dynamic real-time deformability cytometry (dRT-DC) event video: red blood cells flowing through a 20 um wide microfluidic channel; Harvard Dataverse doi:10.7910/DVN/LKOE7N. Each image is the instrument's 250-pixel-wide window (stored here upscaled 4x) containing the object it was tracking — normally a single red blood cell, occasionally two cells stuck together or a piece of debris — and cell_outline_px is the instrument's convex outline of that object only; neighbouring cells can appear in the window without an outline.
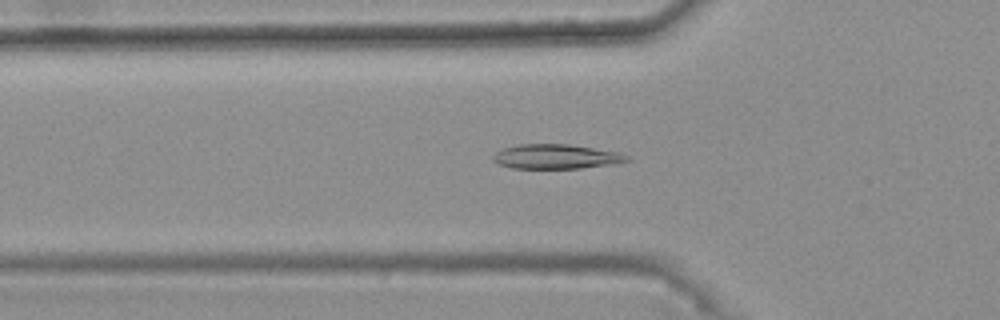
{"species": "common noctule bat (a hibernating species)", "species_latin": "Nyctalus noctula", "temperature_condition": "warm", "stored_images_in_passage": 40, "camera_frame_rate_fps": 3000, "um_per_image_px": 0.085, "animal": {"sex": "female", "body_mass_g": 25.1}, "frame": {"image": 1, "passage_image": 11, "time_ms": 3.333, "image_size_px": [1000, 320], "cell_outline_px": [[632, 160], [612, 164], [580, 168], [512, 168], [500, 164], [492, 160], [492, 156], [496, 152], [504, 148], [516, 144], [568, 144], [620, 152], [628, 156]], "centroid_in_image_um": [47.27, 13.3], "position_along_channel_um": 78.5, "area_um2": 19.13}}
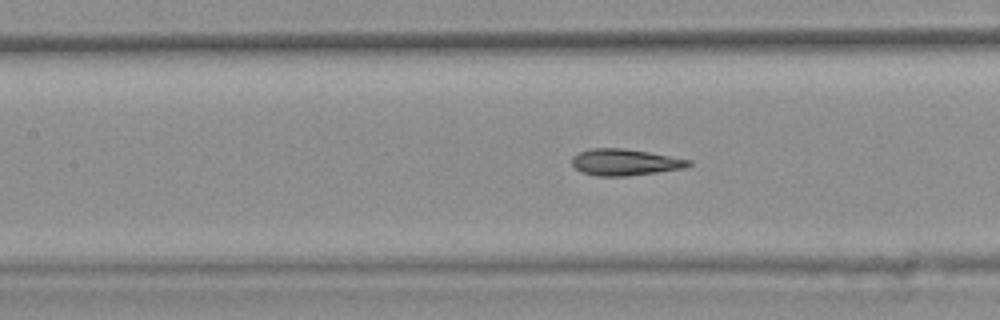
{"frame": {"image": 2, "passage_image": 17, "time_ms": 5.333, "image_size_px": [1000, 320], "cell_outline_px": [[692, 164], [684, 168], [628, 176], [596, 176], [580, 172], [572, 164], [572, 156], [580, 152], [592, 148], [624, 148], [648, 152], [692, 160]], "centroid_in_image_um": [53.1, 13.79], "position_along_channel_um": 154.3, "area_um2": 17.98}}
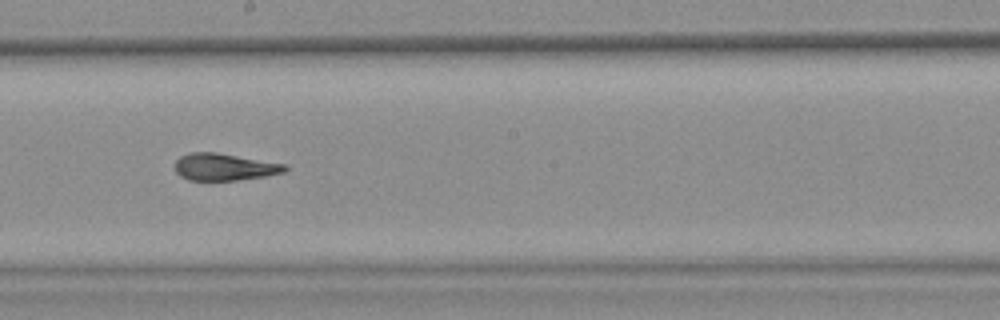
{"frame": {"image": 3, "passage_image": 23, "time_ms": 7.333, "image_size_px": [1000, 320], "cell_outline_px": [[288, 168], [284, 172], [264, 176], [236, 180], [188, 180], [180, 176], [176, 172], [176, 160], [180, 156], [192, 152], [216, 152], [288, 164]], "centroid_in_image_um": [19.09, 14.18], "position_along_channel_um": 229.1, "area_um2": 17.34}, "authors_computed_cell_mechanics": {"area_um2": 18.0336, "velocity_mm_per_s": 3.7596, "shape_relaxation_time_tau1_ms": 7.3471, "shape_relaxation_time_tau2_ms": 2.1153, "deformation_change_tau1": 0.2015, "deformation_change_tau2": 0.079}}